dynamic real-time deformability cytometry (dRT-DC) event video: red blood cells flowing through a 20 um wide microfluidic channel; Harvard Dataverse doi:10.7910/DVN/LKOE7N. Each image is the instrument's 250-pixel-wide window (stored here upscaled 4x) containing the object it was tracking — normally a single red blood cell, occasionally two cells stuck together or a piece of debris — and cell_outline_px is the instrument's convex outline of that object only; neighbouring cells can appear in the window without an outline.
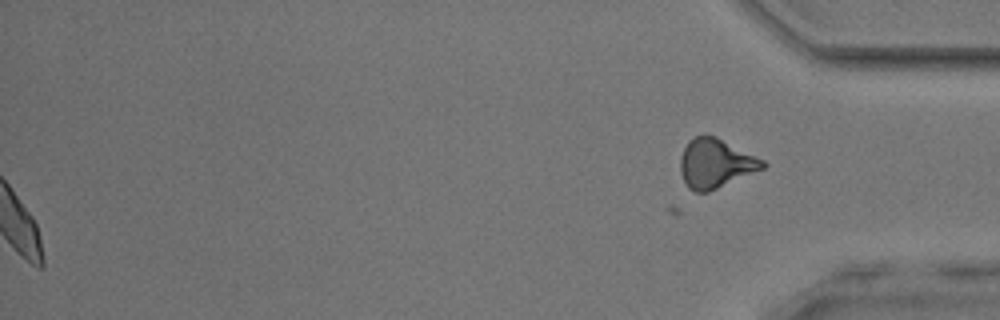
{"species": "common noctule bat (a hibernating species)", "species_latin": "Nyctalus noctula", "temperature_condition": "room temperature", "stored_images_in_passage": 48, "segment_of_instrument_passage": [2, 2], "camera_frame_rate_fps": 3000, "um_per_image_px": 0.085, "animal": {"sex": "male", "body_mass_g": 17.9, "forearm_length_mm": 54.2}, "frame": {"image": 1, "passage_image": 48, "time_ms": 15.667, "image_size_px": [1000, 320], "cell_outline_px": [[768, 164], [764, 168], [708, 192], [696, 192], [688, 188], [680, 172], [680, 156], [688, 140], [692, 136], [704, 132], [716, 136], [764, 160]], "centroid_in_image_um": [60.79, 13.85], "position_along_channel_um": 374.4, "area_um2": 23.87}}